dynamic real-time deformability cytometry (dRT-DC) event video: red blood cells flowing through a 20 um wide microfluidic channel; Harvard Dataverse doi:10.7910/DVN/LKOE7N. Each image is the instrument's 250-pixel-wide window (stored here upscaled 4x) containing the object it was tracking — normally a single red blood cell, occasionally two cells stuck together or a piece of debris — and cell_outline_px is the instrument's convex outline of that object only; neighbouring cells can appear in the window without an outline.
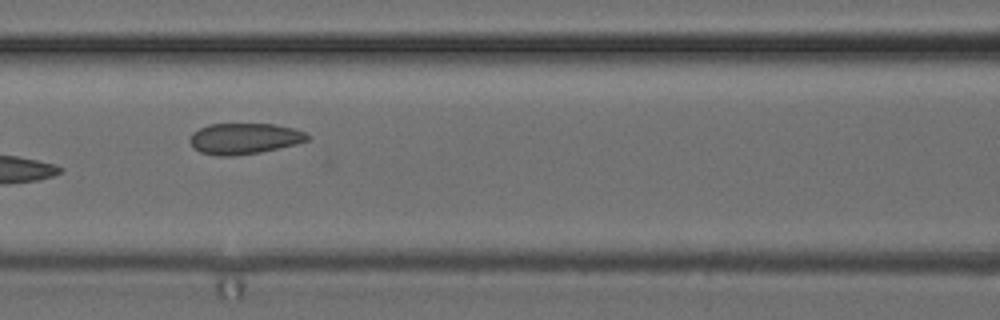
{"species": "common noctule bat (a hibernating species)", "species_latin": "Nyctalus noctula", "temperature_condition": "cold", "stored_images_in_passage": 5, "camera_frame_rate_fps": 3000, "um_per_image_px": 0.085, "animal": {"sex": "female", "body_mass_g": 24.6, "forearm_length_mm": 56.2}, "frame": {"image": 1, "passage_image": 5, "time_ms": 4.667, "image_size_px": [1000, 320], "cell_outline_px": [[312, 136], [308, 140], [296, 144], [260, 152], [232, 156], [216, 156], [200, 152], [192, 148], [188, 140], [192, 132], [208, 124], [272, 124], [292, 128], [304, 132]], "centroid_in_image_um": [20.72, 11.78], "position_along_channel_um": 145.9, "area_um2": 21.33}}